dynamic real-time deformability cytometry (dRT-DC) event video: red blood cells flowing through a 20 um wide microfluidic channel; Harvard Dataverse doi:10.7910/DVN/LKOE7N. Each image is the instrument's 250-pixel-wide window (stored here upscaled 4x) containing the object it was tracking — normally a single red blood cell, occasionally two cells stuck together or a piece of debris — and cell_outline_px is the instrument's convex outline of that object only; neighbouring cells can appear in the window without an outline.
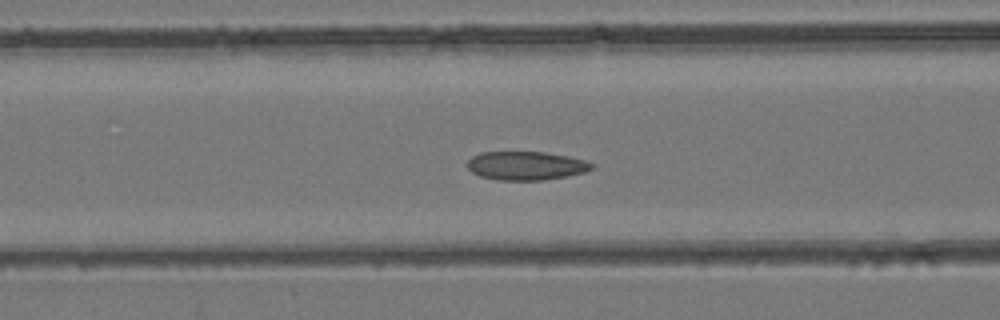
{"species": "common noctule bat (a hibernating species)", "species_latin": "Nyctalus noctula", "temperature_condition": "room temperature", "stored_images_in_passage": 48, "camera_frame_rate_fps": 3000, "um_per_image_px": 0.085, "animal": {"sex": "female", "body_mass_g": 24.6, "forearm_length_mm": 56.2}, "frame": {"image": 1, "passage_image": 20, "time_ms": 6.333, "image_size_px": [1000, 320], "cell_outline_px": [[592, 168], [584, 172], [544, 180], [496, 180], [480, 176], [472, 172], [468, 168], [468, 160], [472, 156], [480, 152], [544, 152], [568, 156], [588, 160], [592, 164]], "centroid_in_image_um": [44.69, 14.08], "position_along_channel_um": 121.9, "area_um2": 20.69}}
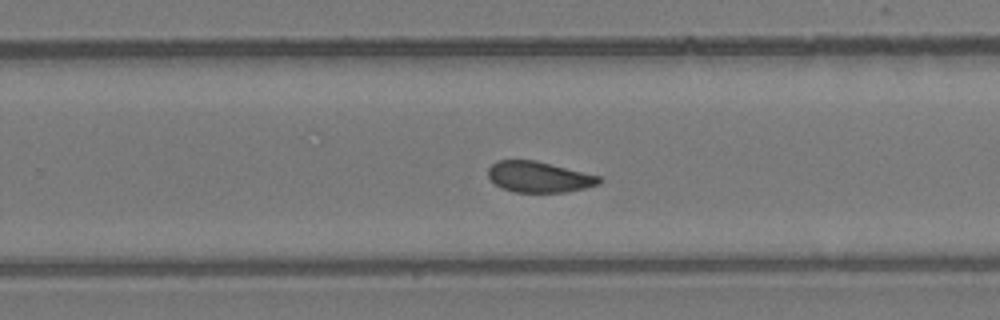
{"frame": {"image": 2, "passage_image": 31, "time_ms": 10.0, "image_size_px": [1000, 320], "cell_outline_px": [[604, 180], [600, 184], [584, 188], [564, 192], [516, 192], [500, 188], [488, 176], [488, 168], [496, 160], [536, 160], [600, 176]], "centroid_in_image_um": [45.82, 15.03], "position_along_channel_um": 284.0, "area_um2": 20.0}}
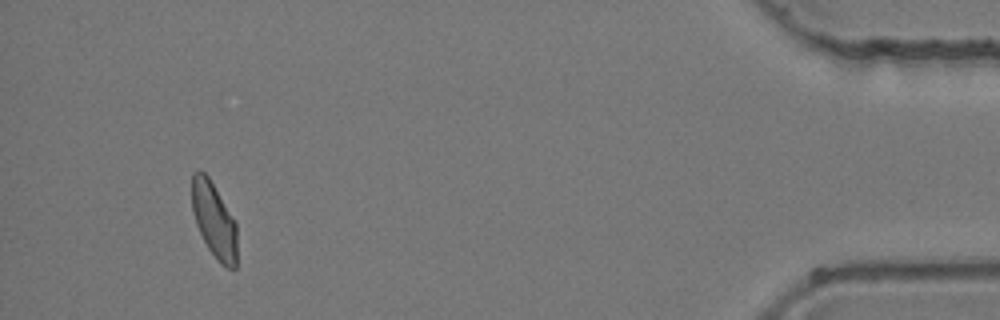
{"frame": {"image": 3, "passage_image": 45, "time_ms": 14.667, "image_size_px": [1000, 320], "cell_outline_px": [[236, 268], [228, 268], [220, 264], [216, 260], [208, 248], [196, 224], [192, 212], [192, 172], [204, 172], [208, 176], [236, 220]], "centroid_in_image_um": [18.2, 18.72], "position_along_channel_um": 417.0, "area_um2": 19.88}}